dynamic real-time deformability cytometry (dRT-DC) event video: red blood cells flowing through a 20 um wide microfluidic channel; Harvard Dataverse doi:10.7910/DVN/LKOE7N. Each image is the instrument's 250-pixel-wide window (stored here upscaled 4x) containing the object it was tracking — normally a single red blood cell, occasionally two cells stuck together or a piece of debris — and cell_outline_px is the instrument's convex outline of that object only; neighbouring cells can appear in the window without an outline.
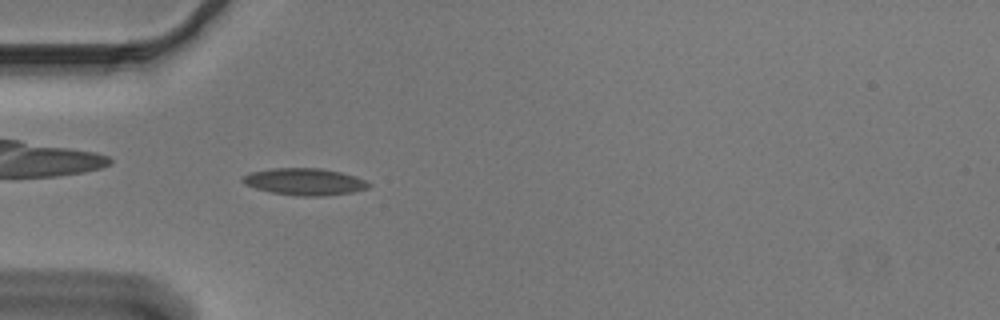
{"species": "Egyptian fruit bat (a non-hibernating species)", "species_latin": "Rousettus aegyptiacus", "temperature_condition": "cold", "stored_images_in_passage": 51, "camera_frame_rate_fps": 3000, "um_per_image_px": 0.085, "animal": {"sex": "male"}, "frame": {"image": 1, "passage_image": 13, "time_ms": 4.0, "image_size_px": [1000, 320], "cell_outline_px": [[372, 184], [368, 188], [352, 192], [324, 196], [296, 196], [272, 192], [256, 188], [244, 184], [240, 180], [248, 172], [272, 168], [320, 168], [340, 172], [356, 176]], "centroid_in_image_um": [25.88, 15.44], "position_along_channel_um": 59.1, "area_um2": 19.83}}
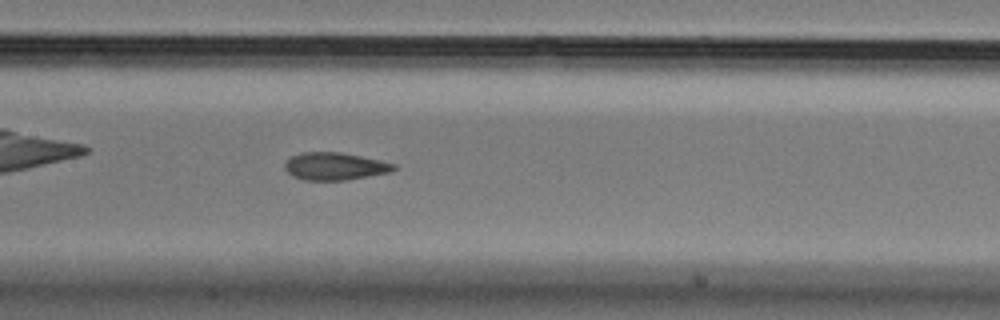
{"frame": {"image": 2, "passage_image": 23, "time_ms": 7.333, "image_size_px": [1000, 320], "cell_outline_px": [[396, 168], [388, 172], [348, 180], [304, 180], [292, 176], [284, 168], [284, 164], [292, 156], [300, 152], [340, 152], [380, 160], [396, 164]], "centroid_in_image_um": [28.43, 14.13], "position_along_channel_um": 179.0, "area_um2": 17.4}}
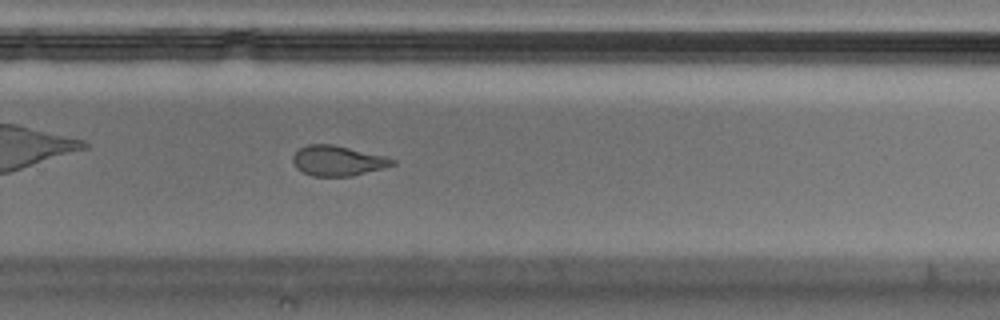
{"frame": {"image": 3, "passage_image": 33, "time_ms": 10.667, "image_size_px": [1000, 320], "cell_outline_px": [[396, 164], [352, 176], [312, 176], [296, 168], [292, 160], [292, 156], [300, 148], [308, 144], [332, 144], [384, 156], [396, 160]], "centroid_in_image_um": [28.68, 13.66], "position_along_channel_um": 301.1, "area_um2": 17.28}, "authors_computed_cell_mechanics": {"area_um2": 18.0336, "velocity_mm_per_s": 3.6794, "shape_relaxation_time_tau1_ms": 7.334, "shape_relaxation_time_tau2_ms": 1.9776, "deformation_change_tau1": 0.1929, "deformation_change_tau2": 0.0777}}